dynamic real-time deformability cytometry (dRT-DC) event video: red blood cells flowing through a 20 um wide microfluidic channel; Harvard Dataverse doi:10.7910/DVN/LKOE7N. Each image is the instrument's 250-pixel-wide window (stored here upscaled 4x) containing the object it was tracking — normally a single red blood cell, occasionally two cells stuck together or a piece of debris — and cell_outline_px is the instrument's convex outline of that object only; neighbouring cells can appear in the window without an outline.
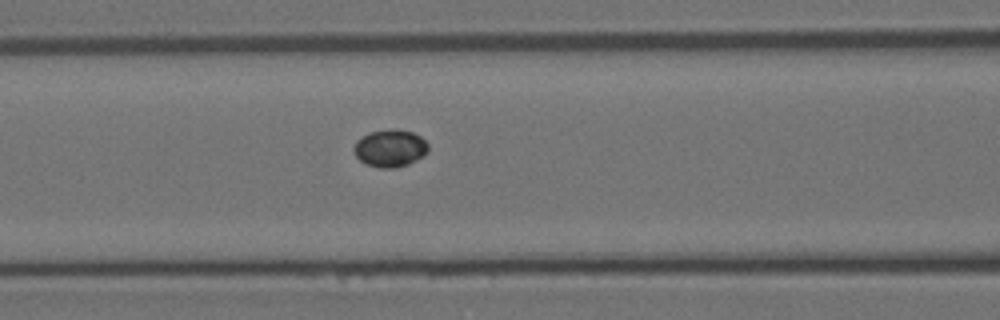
{"species": "Egyptian fruit bat (a non-hibernating species)", "species_latin": "Rousettus aegyptiacus", "temperature_condition": "room temperature", "stored_images_in_passage": 7, "camera_frame_rate_fps": 3000, "um_per_image_px": 0.085, "animal": {"sex": "female"}, "frame": {"image": 1, "passage_image": 7, "time_ms": 2.0, "image_size_px": [1000, 320], "cell_outline_px": [[428, 152], [424, 156], [408, 164], [396, 168], [380, 168], [364, 164], [356, 156], [352, 148], [356, 140], [368, 132], [388, 128], [392, 128], [412, 132], [420, 136], [428, 144]], "centroid_in_image_um": [33.14, 12.59], "position_along_channel_um": 133.5, "area_um2": 16.53}}